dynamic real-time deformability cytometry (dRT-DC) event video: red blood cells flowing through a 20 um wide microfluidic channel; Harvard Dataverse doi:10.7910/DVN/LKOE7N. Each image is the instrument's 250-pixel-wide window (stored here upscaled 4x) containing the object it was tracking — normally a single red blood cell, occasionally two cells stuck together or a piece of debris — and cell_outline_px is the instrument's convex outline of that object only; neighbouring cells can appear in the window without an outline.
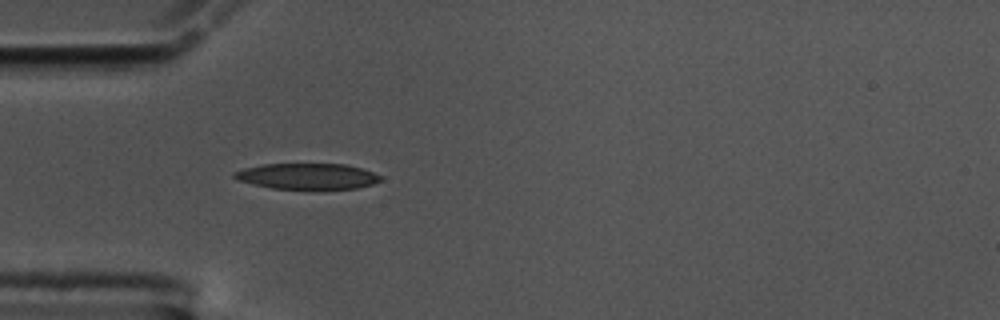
{"species": "common noctule bat (a hibernating species)", "species_latin": "Nyctalus noctula", "temperature_condition": "cold", "stored_images_in_passage": 36, "camera_frame_rate_fps": 3000, "um_per_image_px": 0.085, "animal": {"sex": "male", "body_mass_g": 17.5, "forearm_length_mm": 52.3}, "frame": {"image": 1, "passage_image": 1, "time_ms": 0.0, "image_size_px": [1000, 320], "cell_outline_px": [[384, 180], [372, 184], [356, 188], [272, 188], [252, 184], [240, 180], [232, 176], [232, 172], [244, 168], [264, 164], [344, 164], [360, 168], [372, 172], [380, 176]], "centroid_in_image_um": [26.11, 14.97], "position_along_channel_um": 58.9, "area_um2": 21.68}}
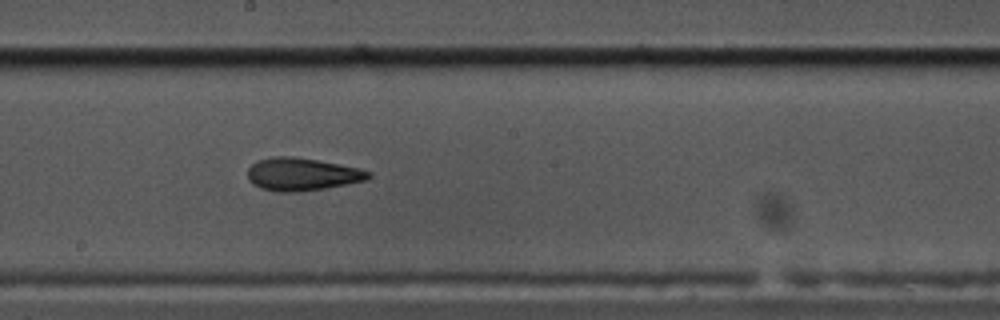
{"frame": {"image": 2, "passage_image": 15, "time_ms": 4.667, "image_size_px": [1000, 320], "cell_outline_px": [[372, 176], [368, 180], [324, 188], [300, 192], [276, 192], [260, 188], [252, 184], [248, 180], [248, 168], [256, 160], [272, 156], [292, 156], [316, 160], [360, 168], [372, 172]], "centroid_in_image_um": [25.65, 14.81], "position_along_channel_um": 222.5, "area_um2": 23.29}}
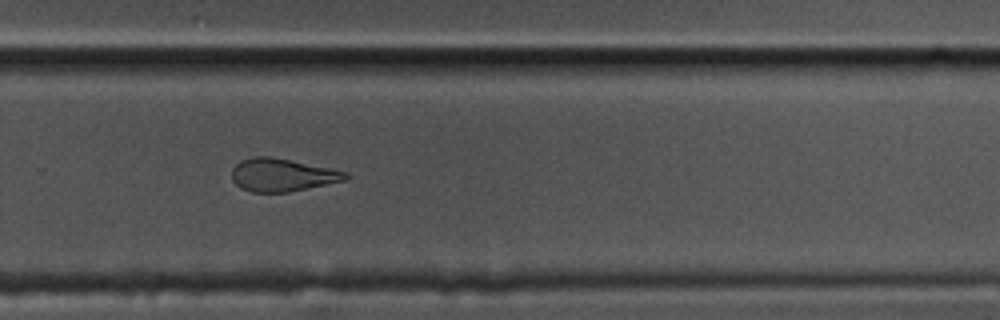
{"frame": {"image": 3, "passage_image": 22, "time_ms": 7.0, "image_size_px": [1000, 320], "cell_outline_px": [[348, 176], [344, 180], [288, 192], [252, 192], [240, 188], [232, 180], [232, 168], [240, 160], [252, 156], [272, 156], [348, 172]], "centroid_in_image_um": [23.92, 14.86], "position_along_channel_um": 305.9, "area_um2": 21.68}, "authors_computed_cell_mechanics": {"area_um2": 22.9177, "velocity_mm_per_s": 3.5736, "shape_relaxation_time_tau1_ms": null, "shape_relaxation_time_tau2_ms": 3.7088, "deformation_change_tau1": null, "deformation_change_tau2": 0.1232}}